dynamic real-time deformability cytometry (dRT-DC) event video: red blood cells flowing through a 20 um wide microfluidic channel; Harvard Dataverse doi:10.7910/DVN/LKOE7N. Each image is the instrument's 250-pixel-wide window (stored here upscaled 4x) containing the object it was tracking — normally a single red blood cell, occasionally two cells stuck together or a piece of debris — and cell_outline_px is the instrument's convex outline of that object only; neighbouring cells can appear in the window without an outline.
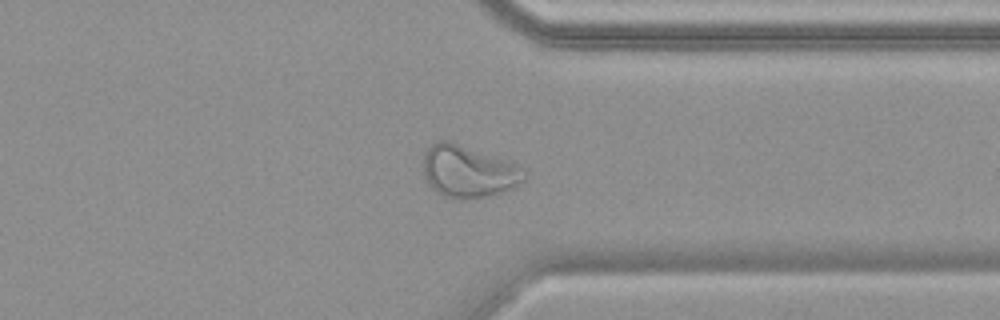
{"species": "common noctule bat (a hibernating species)", "species_latin": "Nyctalus noctula", "temperature_condition": "warm", "stored_images_in_passage": 55, "camera_frame_rate_fps": 3000, "um_per_image_px": 0.085, "animal": {"sex": "female", "body_mass_g": 19.9}, "frame": {"image": 1, "passage_image": 43, "time_ms": 14.0, "image_size_px": [1000, 320], "cell_outline_px": [[524, 180], [512, 188], [500, 192], [468, 200], [456, 200], [444, 196], [436, 192], [428, 184], [424, 176], [420, 164], [424, 152], [436, 140], [452, 140], [516, 164], [520, 168], [524, 176]], "centroid_in_image_um": [39.7, 14.56], "position_along_channel_um": 371.7, "area_um2": 30.98}}
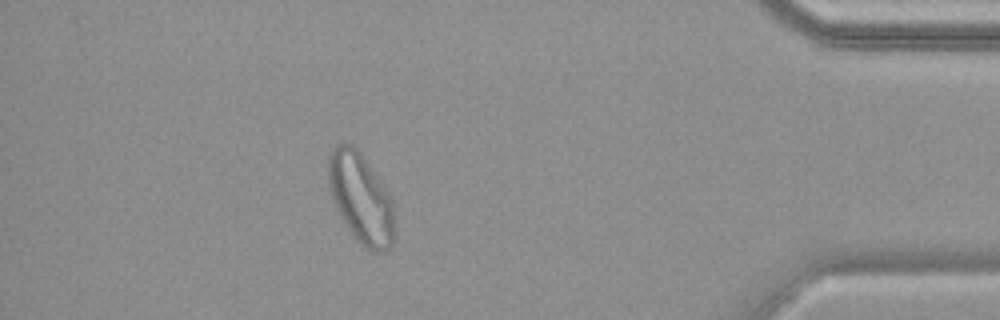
{"frame": {"image": 2, "passage_image": 49, "time_ms": 16.0, "image_size_px": [1000, 320], "cell_outline_px": [[396, 224], [392, 244], [388, 248], [380, 252], [376, 252], [364, 248], [356, 240], [340, 216], [332, 200], [328, 184], [328, 156], [332, 148], [336, 144], [352, 144], [360, 152], [380, 180], [388, 192], [392, 200]], "centroid_in_image_um": [30.67, 16.86], "position_along_channel_um": 404.5, "area_um2": 34.97}}